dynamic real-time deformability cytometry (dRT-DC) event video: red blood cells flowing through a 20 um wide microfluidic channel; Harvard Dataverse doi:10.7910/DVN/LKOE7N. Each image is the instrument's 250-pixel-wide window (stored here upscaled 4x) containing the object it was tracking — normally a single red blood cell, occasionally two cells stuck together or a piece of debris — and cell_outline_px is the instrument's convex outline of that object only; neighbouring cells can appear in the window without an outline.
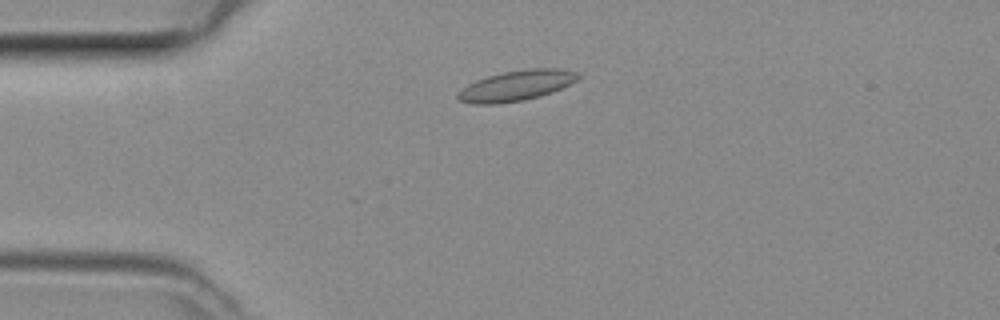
{"species": "common noctule bat (a hibernating species)", "species_latin": "Nyctalus noctula", "temperature_condition": "room temperature", "stored_images_in_passage": 5, "camera_frame_rate_fps": 3000, "um_per_image_px": 0.085, "animal": {"sex": "female", "body_mass_g": 29.2, "forearm_length_mm": 56.3}, "frame": {"image": 1, "passage_image": 3, "time_ms": 0.667, "image_size_px": [1000, 320], "cell_outline_px": [[580, 80], [552, 92], [540, 96], [524, 100], [496, 104], [472, 104], [456, 100], [456, 92], [460, 88], [476, 80], [488, 76], [504, 72], [532, 68], [560, 68], [576, 72], [580, 76]], "centroid_in_image_um": [43.86, 7.28], "position_along_channel_um": 41.1, "area_um2": 21.56}}
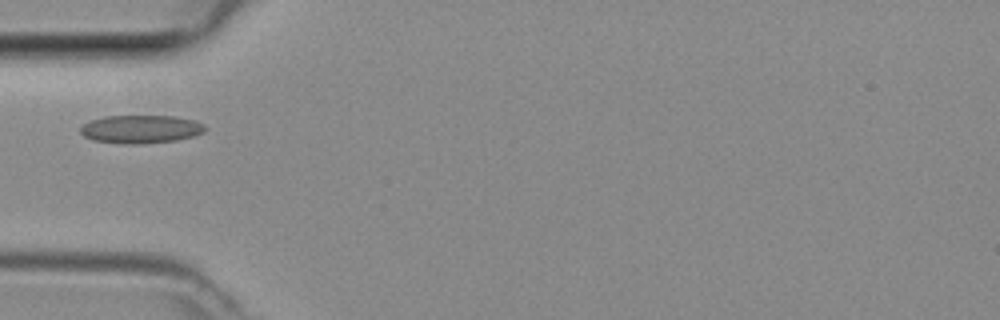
{"frame": {"image": 2, "passage_image": 4, "time_ms": 1.0, "image_size_px": [1000, 320], "cell_outline_px": [[208, 128], [204, 132], [192, 136], [176, 140], [144, 144], [124, 144], [92, 140], [84, 136], [80, 132], [80, 128], [84, 124], [92, 120], [104, 116], [176, 116], [196, 120], [204, 124]], "centroid_in_image_um": [12.0, 10.98], "position_along_channel_um": 73.0, "area_um2": 20.63}}
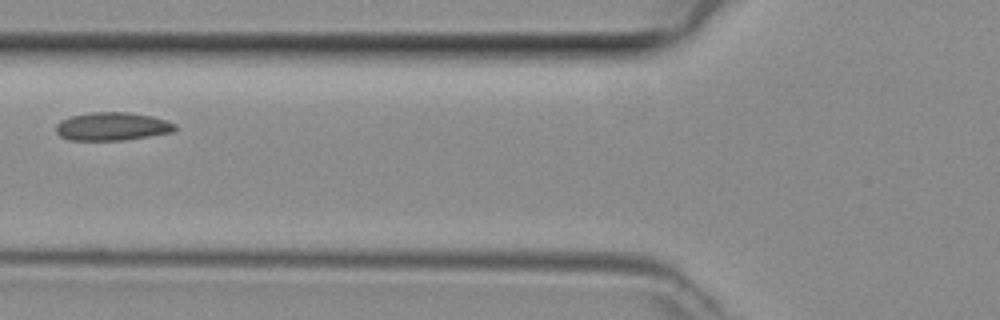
{"frame": {"image": 3, "passage_image": 5, "time_ms": 1.333, "image_size_px": [1000, 320], "cell_outline_px": [[176, 128], [172, 132], [124, 140], [68, 140], [60, 136], [56, 132], [56, 124], [60, 120], [72, 116], [92, 112], [128, 112], [152, 116], [168, 120], [176, 124]], "centroid_in_image_um": [9.53, 10.74], "position_along_channel_um": 116.3, "area_um2": 19.59}}